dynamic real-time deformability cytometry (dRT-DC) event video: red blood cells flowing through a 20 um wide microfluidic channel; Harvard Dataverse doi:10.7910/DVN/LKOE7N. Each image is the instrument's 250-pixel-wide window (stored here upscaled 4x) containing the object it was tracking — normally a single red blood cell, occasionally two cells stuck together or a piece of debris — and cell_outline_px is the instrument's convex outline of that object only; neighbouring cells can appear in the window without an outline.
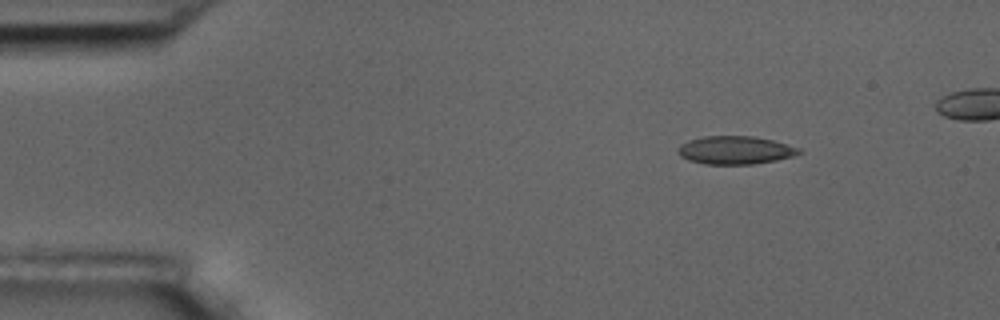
{"species": "common noctule bat (a hibernating species)", "species_latin": "Nyctalus noctula", "temperature_condition": "room temperature", "stored_images_in_passage": 4, "camera_frame_rate_fps": 3000, "um_per_image_px": 0.085, "animal": {"sex": "male", "body_mass_g": 17.5, "forearm_length_mm": 52.3}, "frame": {"image": 1, "passage_image": 1, "time_ms": 0.0, "image_size_px": [1000, 320], "cell_outline_px": [[804, 152], [792, 156], [776, 160], [752, 164], [704, 164], [688, 160], [680, 156], [676, 152], [676, 148], [680, 144], [688, 140], [704, 136], [756, 136], [772, 140], [800, 148]], "centroid_in_image_um": [62.46, 12.76], "position_along_channel_um": 22.5, "area_um2": 20.0}}